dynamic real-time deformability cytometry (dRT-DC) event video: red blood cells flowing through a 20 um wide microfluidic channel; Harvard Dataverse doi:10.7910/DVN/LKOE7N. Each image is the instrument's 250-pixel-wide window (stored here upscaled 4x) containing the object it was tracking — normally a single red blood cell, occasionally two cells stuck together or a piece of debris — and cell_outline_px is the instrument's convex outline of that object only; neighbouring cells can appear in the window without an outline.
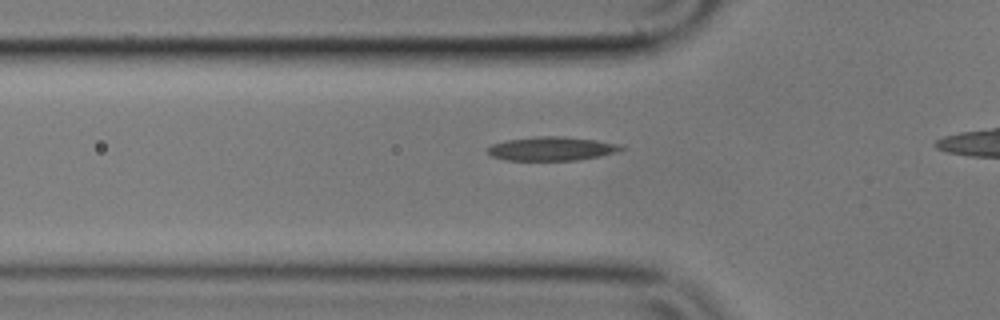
{"species": "common noctule bat (a hibernating species)", "species_latin": "Nyctalus noctula", "temperature_condition": "cold", "stored_images_in_passage": 37, "camera_frame_rate_fps": 3000, "um_per_image_px": 0.085, "animal": {"sex": "male", "body_mass_g": 17.9}, "frame": {"image": 1, "passage_image": 9, "time_ms": 2.667, "image_size_px": [1000, 320], "cell_outline_px": [[628, 148], [616, 152], [600, 156], [580, 160], [504, 160], [492, 156], [488, 152], [488, 148], [492, 144], [508, 140], [536, 136], [560, 136], [596, 140], [624, 144]], "centroid_in_image_um": [46.97, 12.64], "position_along_channel_um": 78.8, "area_um2": 18.67}}
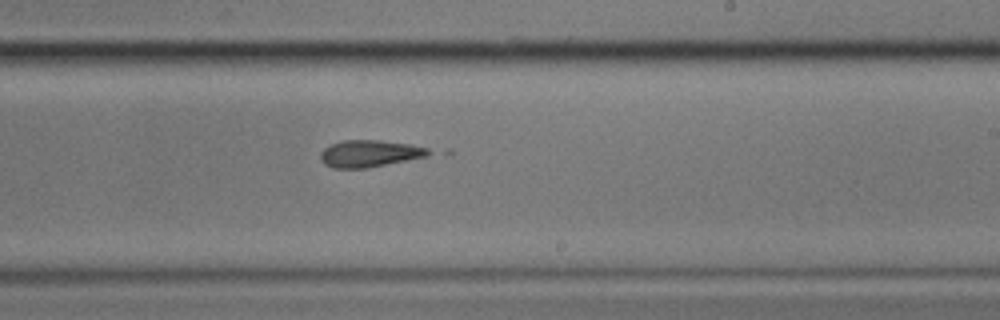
{"frame": {"image": 2, "passage_image": 24, "time_ms": 7.667, "image_size_px": [1000, 320], "cell_outline_px": [[436, 152], [428, 156], [368, 168], [332, 168], [324, 164], [320, 160], [320, 152], [324, 148], [332, 144], [344, 140], [380, 140], [408, 144], [428, 148]], "centroid_in_image_um": [31.43, 13.06], "position_along_channel_um": 257.6, "area_um2": 17.11}}
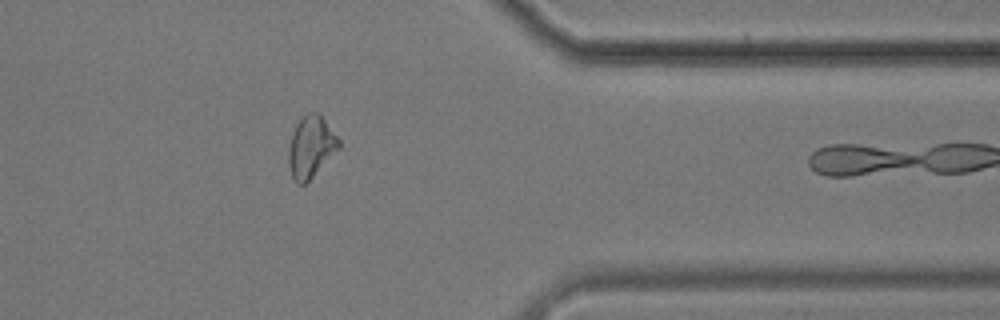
{"frame": {"image": 3, "passage_image": 36, "time_ms": 11.667, "image_size_px": [1000, 320], "cell_outline_px": [[340, 148], [304, 184], [296, 184], [292, 176], [288, 164], [288, 148], [292, 132], [300, 116], [308, 112], [320, 112], [340, 140]], "centroid_in_image_um": [26.42, 12.43], "position_along_channel_um": 385.0, "area_um2": 18.21}}